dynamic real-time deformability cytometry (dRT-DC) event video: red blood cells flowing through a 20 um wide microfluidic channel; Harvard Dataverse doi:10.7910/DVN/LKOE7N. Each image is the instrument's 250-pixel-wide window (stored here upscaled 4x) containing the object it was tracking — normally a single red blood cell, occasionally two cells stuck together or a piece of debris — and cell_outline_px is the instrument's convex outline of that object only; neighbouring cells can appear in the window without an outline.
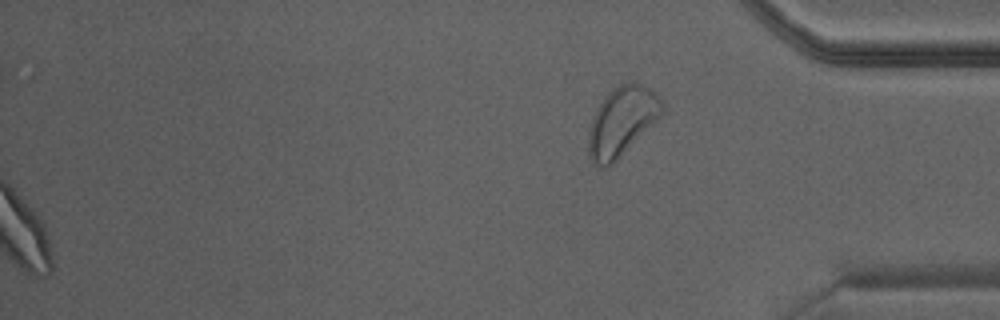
{"species": "Egyptian fruit bat (a non-hibernating species)", "species_latin": "Rousettus aegyptiacus", "temperature_condition": "warm", "stored_images_in_passage": 27, "camera_frame_rate_fps": 3000, "um_per_image_px": 0.085, "animal": {"sex": "male"}, "frame": {"image": 1, "passage_image": 27, "time_ms": 8.667, "image_size_px": [1000, 320], "cell_outline_px": [[664, 112], [612, 164], [604, 168], [596, 164], [592, 160], [588, 152], [588, 132], [592, 116], [596, 108], [608, 92], [620, 84], [636, 80], [644, 84], [656, 92], [664, 100]], "centroid_in_image_um": [52.87, 10.25], "position_along_channel_um": 382.3, "area_um2": 29.71}}